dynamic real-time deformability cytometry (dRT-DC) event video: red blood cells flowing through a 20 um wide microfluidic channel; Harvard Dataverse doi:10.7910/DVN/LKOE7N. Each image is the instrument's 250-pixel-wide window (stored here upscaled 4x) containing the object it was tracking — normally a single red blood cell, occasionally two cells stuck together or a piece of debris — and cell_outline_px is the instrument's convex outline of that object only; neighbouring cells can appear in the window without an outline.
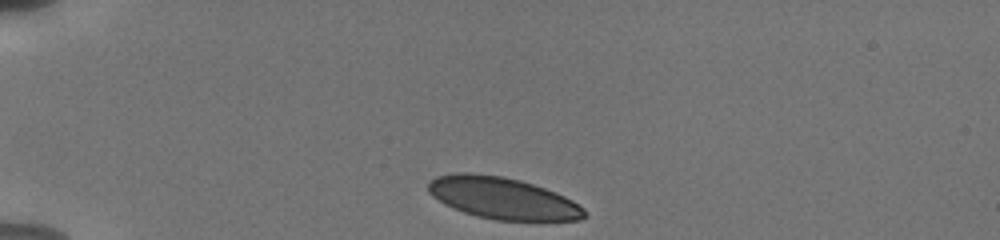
{"species": "human", "species_latin": "Homo sapiens", "temperature_condition": "cold", "stored_images_in_passage": 36, "camera_frame_rate_fps": 3000, "um_per_image_px": 0.085, "donor": {"sex": "male"}, "frame": {"image": 1, "passage_image": 1, "time_ms": 0.0, "image_size_px": [1000, 240], "cell_outline_px": [[584, 216], [580, 220], [496, 220], [476, 216], [464, 212], [444, 204], [432, 196], [428, 192], [428, 184], [436, 176], [456, 172], [472, 172], [504, 176], [520, 180], [556, 192], [572, 200], [584, 208]], "centroid_in_image_um": [42.68, 16.83], "position_along_channel_um": 42.3, "area_um2": 37.92}}
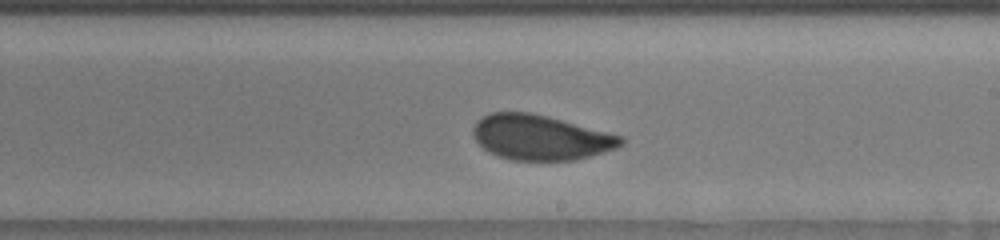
{"frame": {"image": 2, "passage_image": 21, "time_ms": 6.667, "image_size_px": [1000, 240], "cell_outline_px": [[624, 144], [616, 148], [588, 156], [572, 160], [512, 160], [488, 152], [476, 140], [472, 132], [472, 128], [476, 120], [480, 116], [488, 112], [532, 112], [548, 116], [624, 136]], "centroid_in_image_um": [45.92, 11.66], "position_along_channel_um": 243.1, "area_um2": 38.9}}
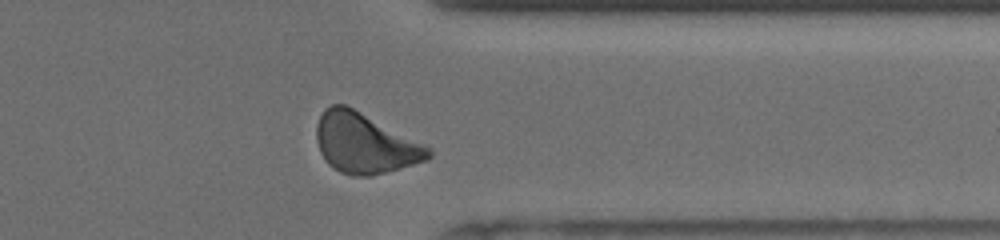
{"frame": {"image": 3, "passage_image": 32, "time_ms": 10.333, "image_size_px": [1000, 240], "cell_outline_px": [[432, 156], [428, 160], [372, 176], [352, 176], [340, 172], [328, 164], [320, 152], [316, 140], [316, 124], [324, 108], [332, 104], [344, 104], [432, 148]], "centroid_in_image_um": [30.99, 12.2], "position_along_channel_um": 380.4, "area_um2": 39.02}, "authors_computed_cell_mechanics": {"area_um2": 38.9861, "velocity_mm_per_s": 3.7707, "shape_relaxation_time_tau1_ms": 4.3601, "shape_relaxation_time_tau2_ms": null, "deformation_change_tau1": 0.1011, "deformation_change_tau2": null}}